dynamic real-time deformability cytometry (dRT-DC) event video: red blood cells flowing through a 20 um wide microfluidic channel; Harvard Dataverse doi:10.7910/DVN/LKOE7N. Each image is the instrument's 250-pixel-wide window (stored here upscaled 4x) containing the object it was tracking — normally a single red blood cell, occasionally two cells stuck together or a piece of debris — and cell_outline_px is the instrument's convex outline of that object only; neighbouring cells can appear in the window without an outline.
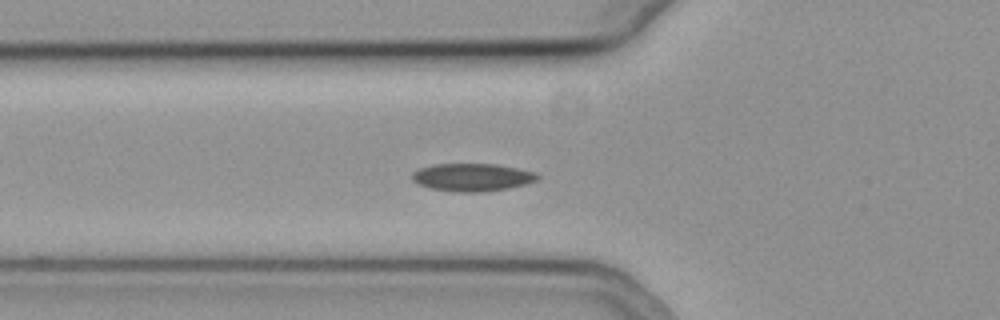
{"species": "common noctule bat (a hibernating species)", "species_latin": "Nyctalus noctula", "temperature_condition": "cold", "stored_images_in_passage": 58, "camera_frame_rate_fps": 3000, "um_per_image_px": 0.085, "animal": {"sex": "female", "body_mass_g": 19.3, "forearm_length_mm": 54.1}, "frame": {"image": 1, "passage_image": 21, "time_ms": 6.667, "image_size_px": [1000, 320], "cell_outline_px": [[540, 176], [536, 180], [524, 184], [508, 188], [480, 192], [456, 192], [428, 188], [416, 184], [412, 180], [412, 172], [420, 168], [436, 164], [496, 164], [536, 172]], "centroid_in_image_um": [40.1, 15.07], "position_along_channel_um": 85.7, "area_um2": 20.29}}
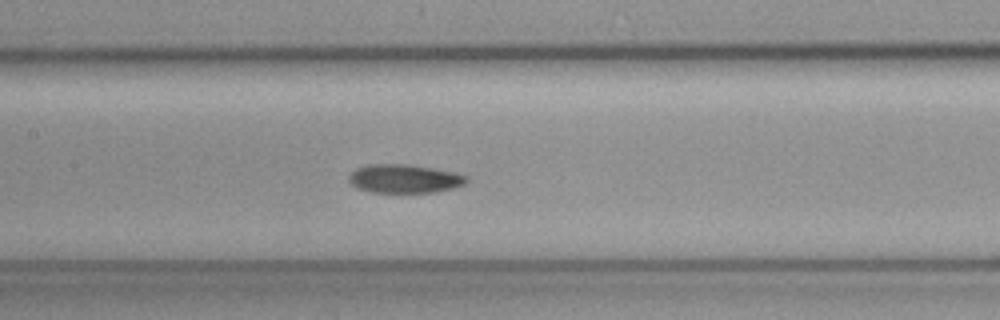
{"frame": {"image": 2, "passage_image": 28, "time_ms": 9.0, "image_size_px": [1000, 320], "cell_outline_px": [[468, 180], [464, 184], [452, 188], [436, 192], [372, 192], [360, 188], [352, 184], [348, 180], [348, 176], [356, 168], [368, 164], [408, 164], [456, 172], [468, 176]], "centroid_in_image_um": [34.39, 15.18], "position_along_channel_um": 173.0, "area_um2": 19.54}}
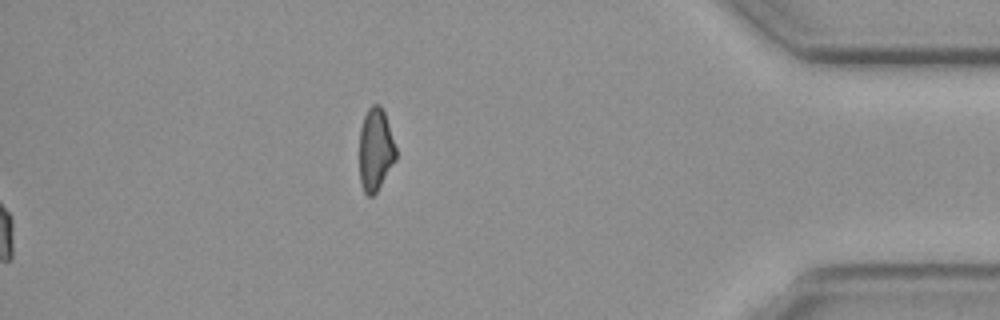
{"frame": {"image": 3, "passage_image": 58, "time_ms": 19.0, "image_size_px": [1000, 320], "cell_outline_px": [[396, 160], [376, 192], [372, 196], [368, 196], [364, 192], [360, 184], [360, 128], [364, 116], [368, 108], [372, 104], [380, 104], [384, 112], [396, 148]], "centroid_in_image_um": [31.91, 12.72], "position_along_channel_um": 403.3, "area_um2": 17.51}, "authors_computed_cell_mechanics": {"area_um2": 19.7676, "velocity_mm_per_s": 3.7356, "shape_relaxation_time_tau1_ms": 6.4267, "shape_relaxation_time_tau2_ms": null, "deformation_change_tau1": 0.0977, "deformation_change_tau2": null}}